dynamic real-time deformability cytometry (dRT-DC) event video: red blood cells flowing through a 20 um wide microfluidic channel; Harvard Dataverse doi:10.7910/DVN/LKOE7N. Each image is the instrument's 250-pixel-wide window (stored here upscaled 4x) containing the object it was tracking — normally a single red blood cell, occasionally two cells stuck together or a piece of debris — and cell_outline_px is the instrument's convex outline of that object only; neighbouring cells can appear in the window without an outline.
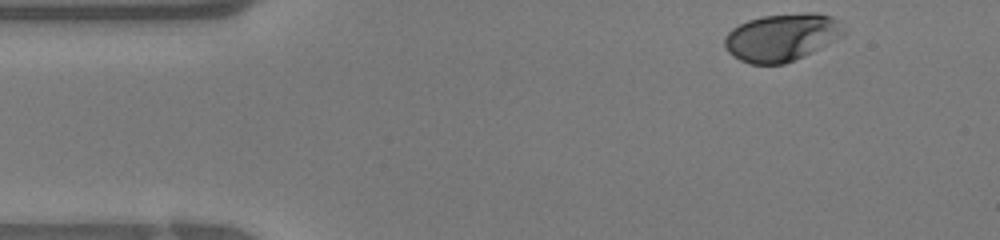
{"species": "human", "species_latin": "Homo sapiens", "temperature_condition": "warm", "stored_images_in_passage": 36, "camera_frame_rate_fps": 3000, "um_per_image_px": 0.085, "donor": {"sex": "female"}, "frame": {"image": 1, "passage_image": 1, "time_ms": 0.0, "image_size_px": [1000, 240], "cell_outline_px": [[848, 32], [812, 52], [804, 56], [784, 64], [748, 64], [732, 56], [728, 52], [724, 44], [724, 36], [732, 28], [748, 20], [764, 16], [804, 12], [816, 12], [832, 16], [840, 20]], "centroid_in_image_um": [66.46, 3.16], "position_along_channel_um": 18.5, "area_um2": 33.29}}
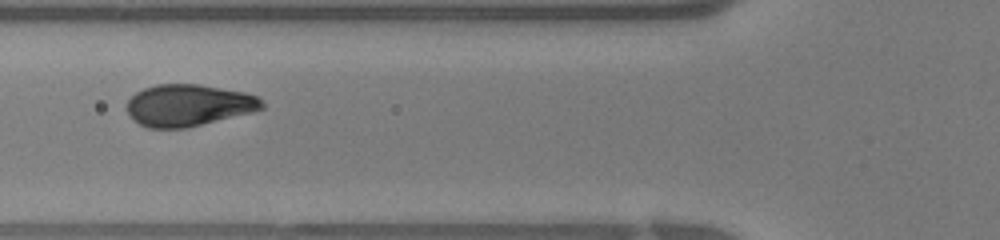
{"frame": {"image": 2, "passage_image": 11, "time_ms": 3.333, "image_size_px": [1000, 240], "cell_outline_px": [[264, 108], [252, 112], [188, 128], [148, 128], [140, 124], [128, 116], [128, 100], [136, 92], [144, 88], [156, 84], [200, 84], [244, 92], [256, 96], [264, 104]], "centroid_in_image_um": [16.01, 8.95], "position_along_channel_um": 109.8, "area_um2": 32.89}}
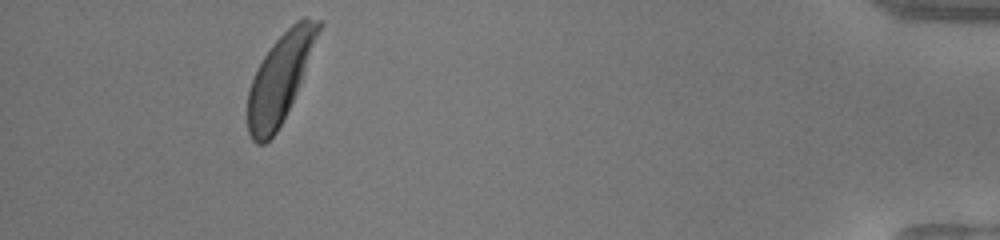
{"frame": {"image": 3, "passage_image": 33, "time_ms": 10.667, "image_size_px": [1000, 240], "cell_outline_px": [[324, 24], [296, 92], [276, 132], [264, 144], [256, 144], [252, 140], [248, 132], [248, 92], [256, 68], [272, 44], [296, 20], [304, 16], [324, 20]], "centroid_in_image_um": [23.82, 6.58], "position_along_channel_um": 411.4, "area_um2": 35.95}}